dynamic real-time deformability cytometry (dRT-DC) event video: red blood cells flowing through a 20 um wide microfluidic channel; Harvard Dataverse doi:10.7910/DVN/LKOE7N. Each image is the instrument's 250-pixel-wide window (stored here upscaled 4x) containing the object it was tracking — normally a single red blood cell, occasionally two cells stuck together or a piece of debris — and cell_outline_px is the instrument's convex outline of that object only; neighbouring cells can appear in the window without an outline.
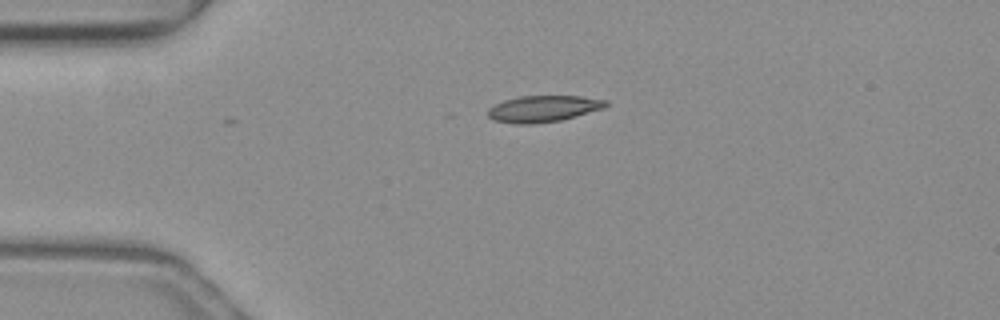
{"species": "common noctule bat (a hibernating species)", "species_latin": "Nyctalus noctula", "temperature_condition": "warm", "stored_images_in_passage": 19, "camera_frame_rate_fps": 3000, "um_per_image_px": 0.085, "animal": {"sex": "female", "body_mass_g": 19.3, "forearm_length_mm": 54.1}, "frame": {"image": 1, "passage_image": 1, "time_ms": 0.0, "image_size_px": [1000, 320], "cell_outline_px": [[608, 104], [604, 108], [576, 116], [560, 120], [532, 124], [516, 124], [492, 120], [488, 116], [488, 108], [504, 100], [520, 96], [580, 96], [608, 100]], "centroid_in_image_um": [46.17, 9.24], "position_along_channel_um": 38.8, "area_um2": 18.15}}
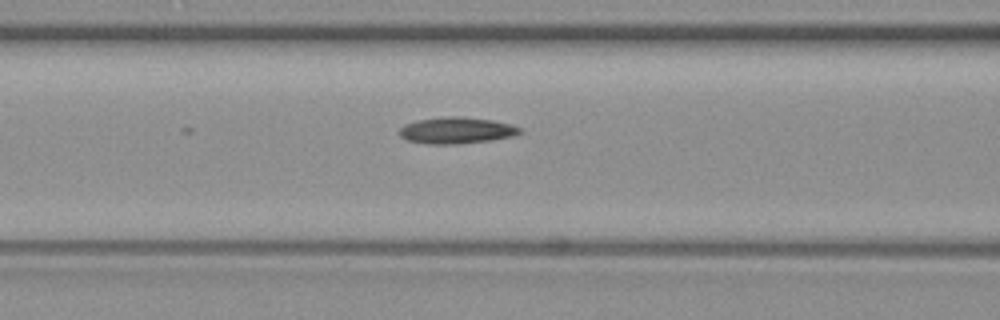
{"frame": {"image": 2, "passage_image": 10, "time_ms": 3.0, "image_size_px": [1000, 320], "cell_outline_px": [[524, 132], [512, 136], [492, 140], [456, 144], [428, 144], [408, 140], [400, 136], [400, 128], [404, 124], [416, 120], [444, 116], [460, 116], [492, 120], [524, 128]], "centroid_in_image_um": [38.82, 11.08], "position_along_channel_um": 127.8, "area_um2": 18.67}}
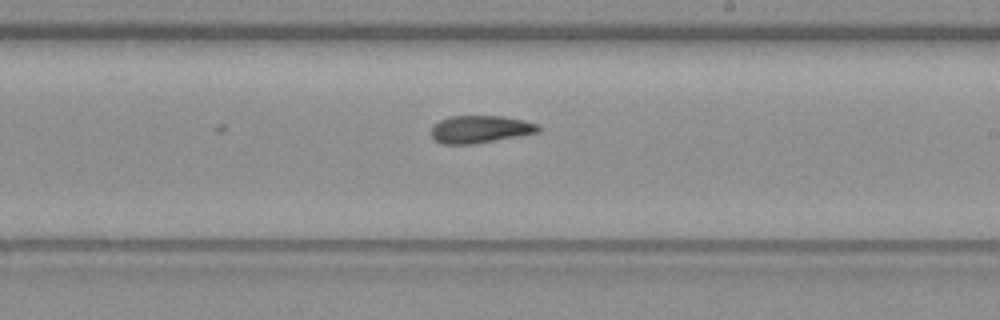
{"frame": {"image": 3, "passage_image": 19, "time_ms": 6.0, "image_size_px": [1000, 320], "cell_outline_px": [[540, 132], [476, 144], [440, 144], [432, 136], [432, 124], [448, 116], [504, 116], [524, 120], [540, 124]], "centroid_in_image_um": [40.83, 10.98], "position_along_channel_um": 248.2, "area_um2": 17.4}}